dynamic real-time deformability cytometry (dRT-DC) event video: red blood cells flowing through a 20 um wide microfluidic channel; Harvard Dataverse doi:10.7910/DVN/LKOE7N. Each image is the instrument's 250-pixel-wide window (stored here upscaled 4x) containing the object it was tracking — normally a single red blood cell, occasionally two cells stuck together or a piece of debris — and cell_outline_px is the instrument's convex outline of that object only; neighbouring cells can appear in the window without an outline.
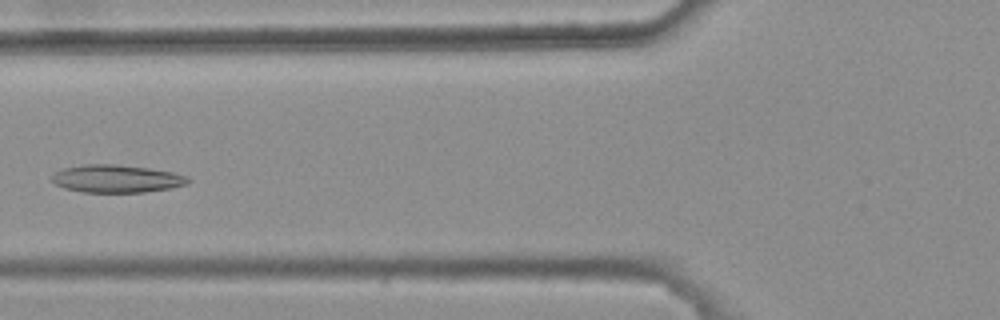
{"species": "common noctule bat (a hibernating species)", "species_latin": "Nyctalus noctula", "temperature_condition": "warm", "stored_images_in_passage": 5, "camera_frame_rate_fps": 3000, "um_per_image_px": 0.085, "animal": {"sex": "female", "body_mass_g": 25.1}, "frame": {"image": 1, "passage_image": 4, "time_ms": 1.0, "image_size_px": [1000, 320], "cell_outline_px": [[192, 180], [188, 184], [172, 188], [144, 192], [84, 192], [64, 188], [56, 184], [52, 180], [52, 176], [56, 172], [64, 168], [84, 164], [116, 164], [148, 168], [172, 172], [188, 176]], "centroid_in_image_um": [9.95, 15.19], "position_along_channel_um": 115.8, "area_um2": 22.02}}
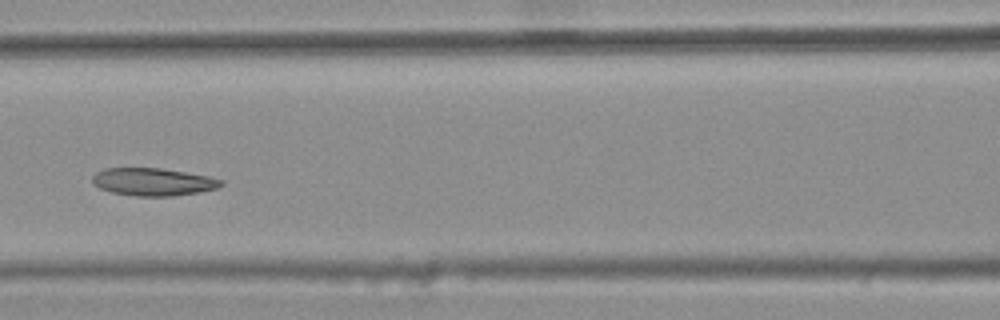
{"frame": {"image": 2, "passage_image": 5, "time_ms": 1.333, "image_size_px": [1000, 320], "cell_outline_px": [[224, 184], [216, 188], [200, 192], [172, 196], [136, 196], [112, 192], [100, 188], [92, 184], [92, 176], [96, 172], [104, 168], [160, 168], [208, 176], [224, 180]], "centroid_in_image_um": [13.0, 15.46], "position_along_channel_um": 153.6, "area_um2": 20.75}}